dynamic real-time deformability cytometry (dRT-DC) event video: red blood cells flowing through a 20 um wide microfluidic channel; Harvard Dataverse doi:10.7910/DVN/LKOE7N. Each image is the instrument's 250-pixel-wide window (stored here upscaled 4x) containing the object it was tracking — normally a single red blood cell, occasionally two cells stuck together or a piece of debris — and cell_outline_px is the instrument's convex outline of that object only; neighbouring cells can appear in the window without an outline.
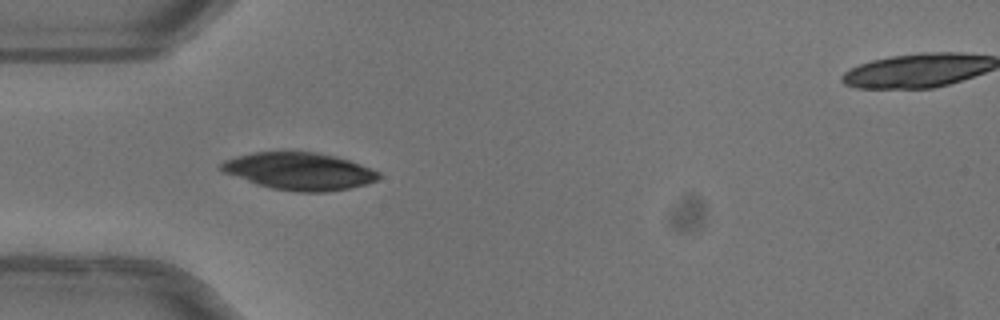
{"species": "common noctule bat (a hibernating species)", "species_latin": "Nyctalus noctula", "temperature_condition": "warm", "stored_images_in_passage": 50, "camera_frame_rate_fps": 3000, "um_per_image_px": 0.085, "animal": {"sex": "female"}, "frame": {"image": 1, "passage_image": 15, "time_ms": 4.667, "image_size_px": [1000, 320], "cell_outline_px": [[380, 176], [376, 180], [364, 184], [348, 188], [324, 192], [300, 192], [272, 188], [224, 172], [220, 168], [220, 164], [224, 160], [236, 156], [252, 152], [316, 152], [336, 156], [360, 164], [380, 172]], "centroid_in_image_um": [25.45, 14.54], "position_along_channel_um": 59.5, "area_um2": 33.7}}